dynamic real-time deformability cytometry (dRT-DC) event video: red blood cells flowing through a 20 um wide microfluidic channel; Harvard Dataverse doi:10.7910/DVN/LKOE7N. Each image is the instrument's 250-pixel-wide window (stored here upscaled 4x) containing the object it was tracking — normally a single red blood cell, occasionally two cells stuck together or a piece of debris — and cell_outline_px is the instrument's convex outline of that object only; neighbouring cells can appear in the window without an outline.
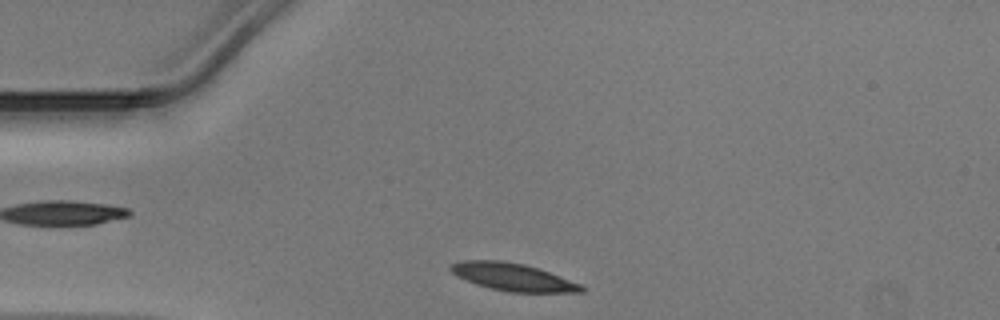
{"species": "Egyptian fruit bat (a non-hibernating species)", "species_latin": "Rousettus aegyptiacus", "temperature_condition": "warm", "stored_images_in_passage": 29, "camera_frame_rate_fps": 3000, "um_per_image_px": 0.085, "animal": {"sex": "male"}, "frame": {"image": 1, "passage_image": 1, "time_ms": 0.0, "image_size_px": [1000, 320], "cell_outline_px": [[584, 292], [508, 292], [476, 284], [456, 276], [448, 268], [452, 264], [460, 260], [500, 260], [524, 264], [548, 272], [580, 284], [584, 288]], "centroid_in_image_um": [43.54, 23.54], "position_along_channel_um": 41.5, "area_um2": 20.69}}
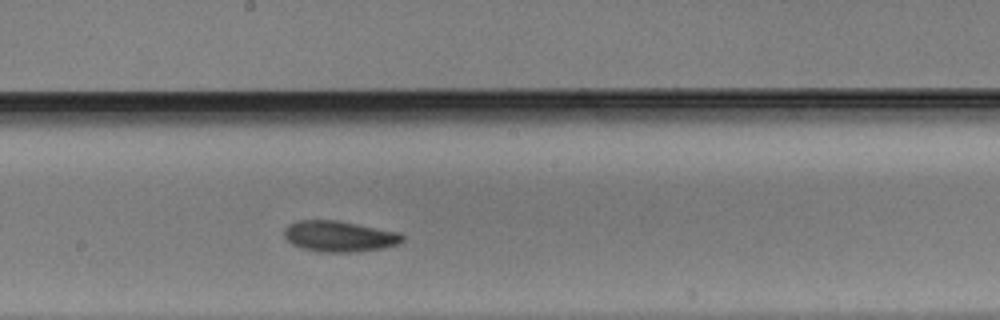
{"frame": {"image": 2, "passage_image": 16, "time_ms": 5.0, "image_size_px": [1000, 320], "cell_outline_px": [[404, 240], [396, 244], [384, 248], [356, 252], [324, 252], [300, 248], [292, 244], [284, 236], [284, 228], [288, 224], [296, 220], [336, 220], [400, 232], [404, 236]], "centroid_in_image_um": [28.83, 20.08], "position_along_channel_um": 219.4, "area_um2": 21.39}}
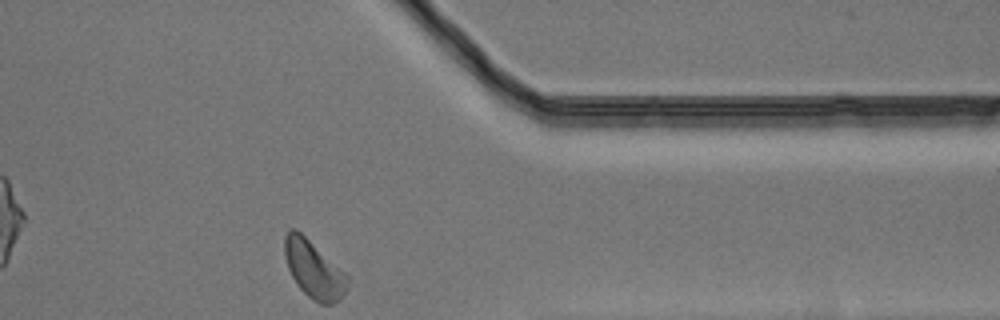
{"frame": {"image": 3, "passage_image": 29, "time_ms": 9.333, "image_size_px": [1000, 320], "cell_outline_px": [[348, 288], [332, 304], [320, 304], [312, 300], [296, 284], [288, 268], [284, 256], [284, 236], [288, 228], [296, 228], [344, 272], [348, 276]], "centroid_in_image_um": [26.63, 22.88], "position_along_channel_um": 384.8, "area_um2": 20.81}}